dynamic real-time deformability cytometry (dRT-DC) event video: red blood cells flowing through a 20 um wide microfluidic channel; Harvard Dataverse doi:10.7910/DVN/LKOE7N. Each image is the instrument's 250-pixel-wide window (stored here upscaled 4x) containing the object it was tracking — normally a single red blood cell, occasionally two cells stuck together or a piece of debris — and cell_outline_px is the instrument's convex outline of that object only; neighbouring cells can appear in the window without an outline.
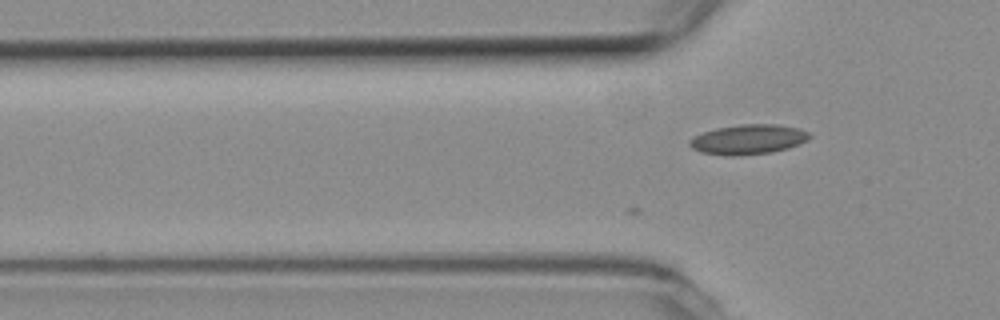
{"species": "common noctule bat (a hibernating species)", "species_latin": "Nyctalus noctula", "temperature_condition": "room temperature", "stored_images_in_passage": 2, "camera_frame_rate_fps": 3000, "um_per_image_px": 0.085, "animal": {"sex": "female", "body_mass_g": 19.3, "forearm_length_mm": 54.1}, "frame": {"image": 1, "passage_image": 2, "time_ms": 0.333, "image_size_px": [1000, 320], "cell_outline_px": [[812, 136], [808, 140], [788, 148], [772, 152], [736, 156], [724, 156], [700, 152], [692, 148], [688, 144], [688, 140], [692, 136], [716, 128], [740, 124], [776, 124], [800, 128], [808, 132]], "centroid_in_image_um": [63.58, 11.85], "position_along_channel_um": 62.2, "area_um2": 21.1}}